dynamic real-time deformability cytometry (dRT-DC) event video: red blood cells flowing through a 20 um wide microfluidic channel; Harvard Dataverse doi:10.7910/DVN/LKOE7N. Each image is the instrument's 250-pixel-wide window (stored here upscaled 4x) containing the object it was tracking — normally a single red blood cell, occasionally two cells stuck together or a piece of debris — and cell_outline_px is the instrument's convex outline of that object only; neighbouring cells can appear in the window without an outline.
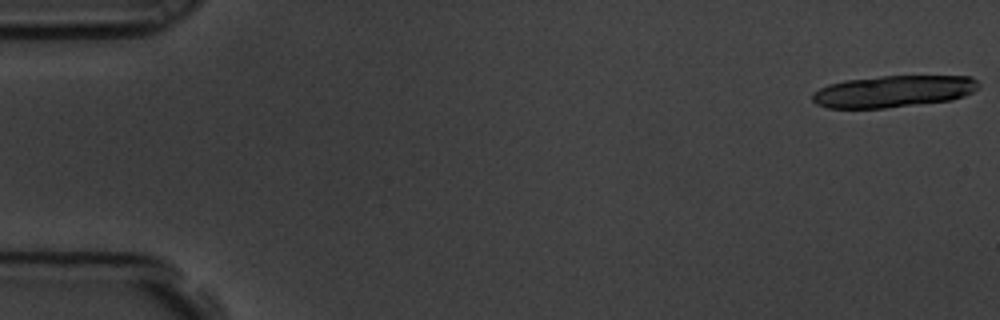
{"species": "common noctule bat (a hibernating species)", "species_latin": "Nyctalus noctula", "temperature_condition": "room temperature", "stored_images_in_passage": 6, "camera_frame_rate_fps": 3000, "um_per_image_px": 0.085, "animal": {"sex": "male", "body_mass_g": 19.5, "forearm_length_mm": 54.6}, "frame": {"image": 1, "passage_image": 1, "time_ms": 0.0, "image_size_px": [1000, 320], "cell_outline_px": [[980, 88], [964, 96], [952, 100], [884, 108], [828, 108], [816, 104], [812, 100], [812, 92], [828, 84], [848, 80], [880, 76], [972, 76], [980, 84]], "centroid_in_image_um": [75.95, 7.76], "position_along_channel_um": 9.1, "area_um2": 30.87}}
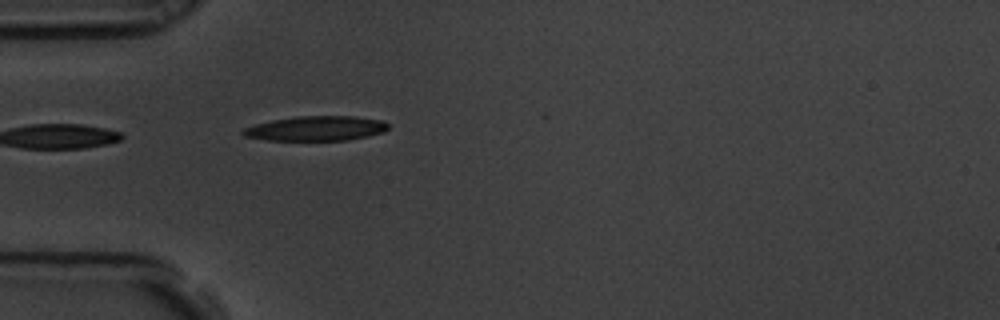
{"frame": {"image": 2, "passage_image": 6, "time_ms": 1.667, "image_size_px": [1000, 320], "cell_outline_px": [[388, 128], [384, 132], [368, 136], [348, 140], [268, 140], [244, 136], [240, 132], [244, 128], [256, 124], [272, 120], [296, 116], [356, 116], [384, 120], [388, 124]], "centroid_in_image_um": [26.9, 10.91], "position_along_channel_um": 58.1, "area_um2": 20.98}}